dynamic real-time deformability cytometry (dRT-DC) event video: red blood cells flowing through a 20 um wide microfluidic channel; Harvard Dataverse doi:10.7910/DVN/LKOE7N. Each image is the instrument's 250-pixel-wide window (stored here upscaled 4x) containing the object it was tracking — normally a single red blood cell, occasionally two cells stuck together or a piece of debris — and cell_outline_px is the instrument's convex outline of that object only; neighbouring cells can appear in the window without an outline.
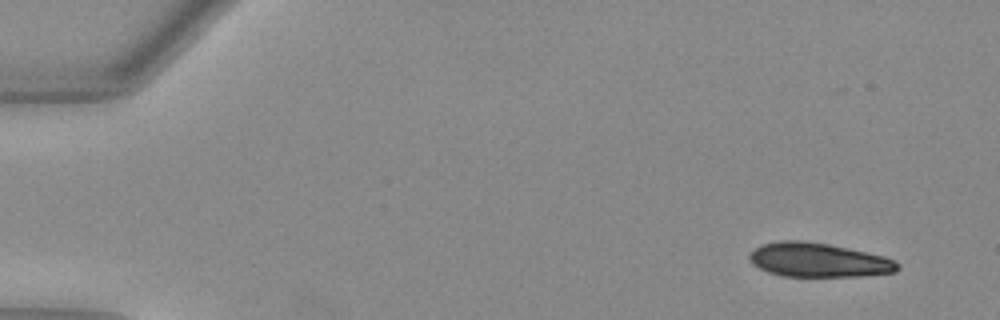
{"species": "Egyptian fruit bat (a non-hibernating species)", "species_latin": "Rousettus aegyptiacus", "temperature_condition": "warm", "stored_images_in_passage": 47, "segment_of_instrument_passage": [1, 2], "camera_frame_rate_fps": 3000, "um_per_image_px": 0.085, "animal": {"sex": "female"}, "frame": {"image": 1, "passage_image": 1, "time_ms": 0.0, "image_size_px": [1000, 320], "cell_outline_px": [[900, 268], [896, 272], [860, 276], [784, 276], [768, 272], [752, 264], [748, 256], [760, 244], [780, 240], [804, 240], [828, 244], [848, 248], [884, 256], [896, 260], [900, 264]], "centroid_in_image_um": [69.58, 22.09], "position_along_channel_um": 15.4, "area_um2": 29.54}}
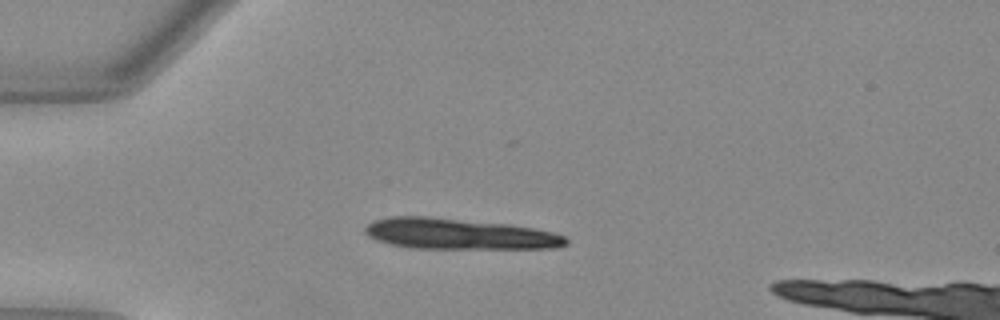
{"frame": {"image": 2, "passage_image": 11, "time_ms": 3.333, "image_size_px": [1000, 320], "cell_outline_px": [[568, 244], [556, 248], [412, 248], [392, 244], [376, 240], [368, 236], [364, 232], [364, 228], [372, 220], [388, 216], [424, 216], [508, 224], [532, 228], [552, 232], [564, 236], [568, 240]], "centroid_in_image_um": [38.97, 19.88], "position_along_channel_um": 46.0, "area_um2": 35.95}}